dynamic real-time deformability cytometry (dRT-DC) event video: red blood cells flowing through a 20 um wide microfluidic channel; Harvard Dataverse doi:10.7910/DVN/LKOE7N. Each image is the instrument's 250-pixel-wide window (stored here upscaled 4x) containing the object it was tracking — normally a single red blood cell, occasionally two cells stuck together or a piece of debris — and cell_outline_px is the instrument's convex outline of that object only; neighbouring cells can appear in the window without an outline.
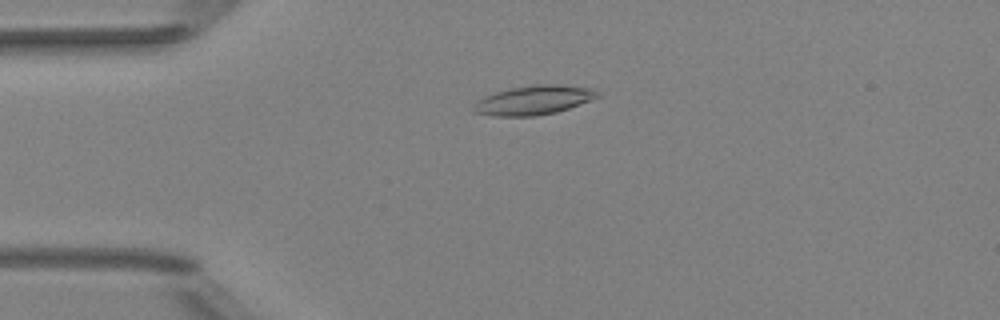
{"species": "Egyptian fruit bat (a non-hibernating species)", "species_latin": "Rousettus aegyptiacus", "temperature_condition": "room temperature", "stored_images_in_passage": 52, "camera_frame_rate_fps": 3000, "um_per_image_px": 0.085, "animal": {"sex": "female"}, "frame": {"image": 1, "passage_image": 13, "time_ms": 4.0, "image_size_px": [1000, 320], "cell_outline_px": [[600, 96], [580, 104], [556, 112], [536, 116], [492, 116], [472, 112], [472, 108], [484, 96], [508, 88], [536, 84], [560, 84], [592, 88], [600, 92]], "centroid_in_image_um": [45.38, 8.5], "position_along_channel_um": 39.6, "area_um2": 21.15}}
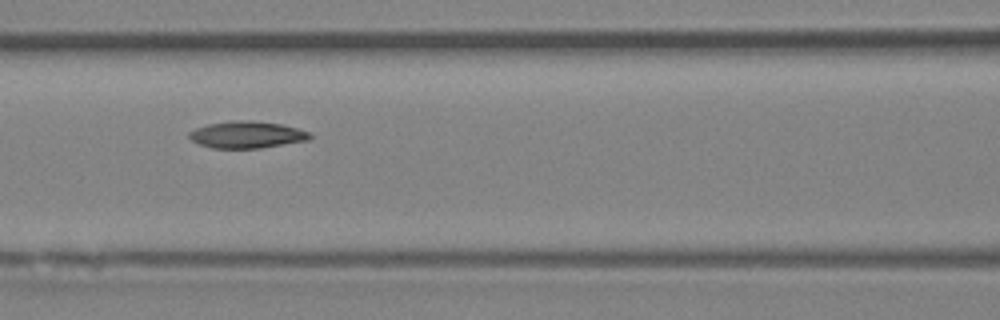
{"frame": {"image": 2, "passage_image": 23, "time_ms": 7.333, "image_size_px": [1000, 320], "cell_outline_px": [[312, 136], [308, 140], [260, 148], [212, 148], [200, 144], [192, 140], [188, 136], [188, 132], [196, 128], [208, 124], [232, 120], [252, 120], [280, 124], [312, 132]], "centroid_in_image_um": [20.98, 11.44], "position_along_channel_um": 145.6, "area_um2": 18.9}}
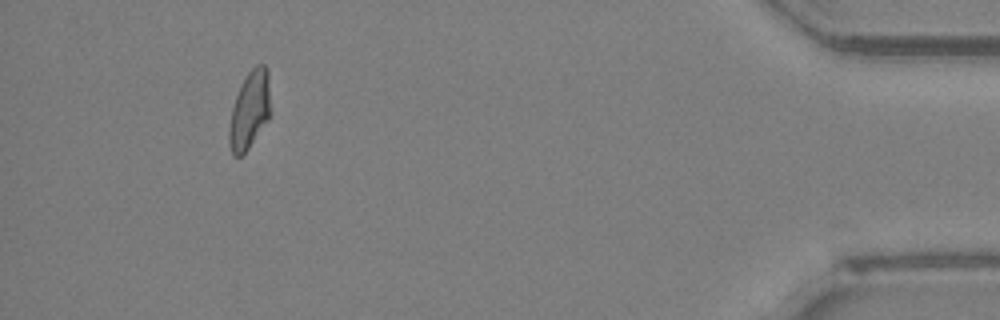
{"frame": {"image": 3, "passage_image": 48, "time_ms": 15.667, "image_size_px": [1000, 320], "cell_outline_px": [[272, 112], [268, 120], [248, 148], [240, 156], [232, 156], [228, 144], [228, 128], [232, 108], [240, 84], [248, 72], [256, 64], [264, 64], [268, 68]], "centroid_in_image_um": [21.23, 9.33], "position_along_channel_um": 414.0, "area_um2": 19.25}, "authors_computed_cell_mechanics": {"area_um2": 19.2474, "velocity_mm_per_s": 4.0235, "shape_relaxation_time_tau1_ms": 8.1748, "shape_relaxation_time_tau2_ms": 4.6525, "deformation_change_tau1": 0.2006, "deformation_change_tau2": 0.1125}}